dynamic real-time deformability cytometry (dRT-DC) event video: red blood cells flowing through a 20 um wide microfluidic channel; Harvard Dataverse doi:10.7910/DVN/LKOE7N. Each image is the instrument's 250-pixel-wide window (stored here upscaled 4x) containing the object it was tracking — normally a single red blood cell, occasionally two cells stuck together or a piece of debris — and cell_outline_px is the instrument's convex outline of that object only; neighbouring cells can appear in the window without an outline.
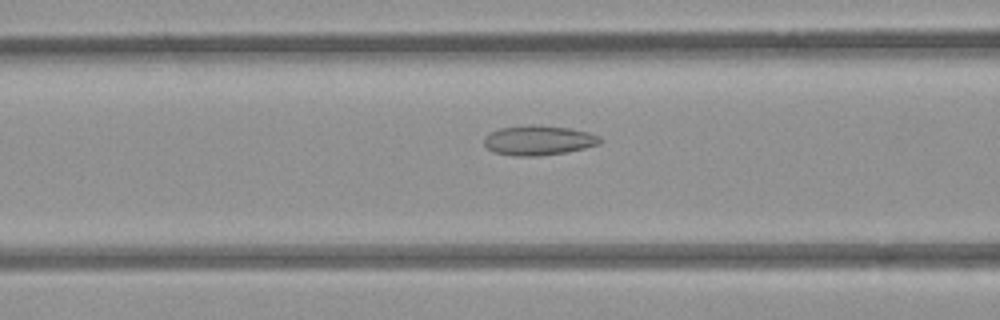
{"species": "common noctule bat (a hibernating species)", "species_latin": "Nyctalus noctula", "temperature_condition": "room temperature", "stored_images_in_passage": 46, "camera_frame_rate_fps": 3000, "um_per_image_px": 0.085, "animal": {"sex": "female", "body_mass_g": 21.9}, "frame": {"image": 1, "passage_image": 15, "time_ms": 4.667, "image_size_px": [1000, 320], "cell_outline_px": [[604, 140], [600, 144], [584, 148], [564, 152], [536, 156], [516, 156], [492, 152], [484, 144], [484, 136], [500, 128], [528, 124], [540, 124], [572, 128], [588, 132], [600, 136]], "centroid_in_image_um": [45.79, 11.91], "position_along_channel_um": 120.8, "area_um2": 20.35}}
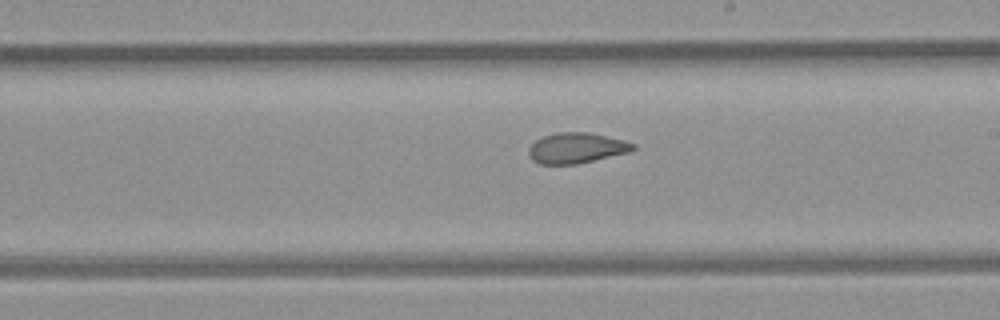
{"frame": {"image": 2, "passage_image": 24, "time_ms": 7.667, "image_size_px": [1000, 320], "cell_outline_px": [[636, 148], [628, 152], [576, 164], [540, 164], [532, 160], [528, 156], [528, 148], [536, 140], [544, 136], [556, 132], [588, 132], [624, 140], [636, 144]], "centroid_in_image_um": [48.97, 12.58], "position_along_channel_um": 240.0, "area_um2": 18.5}}
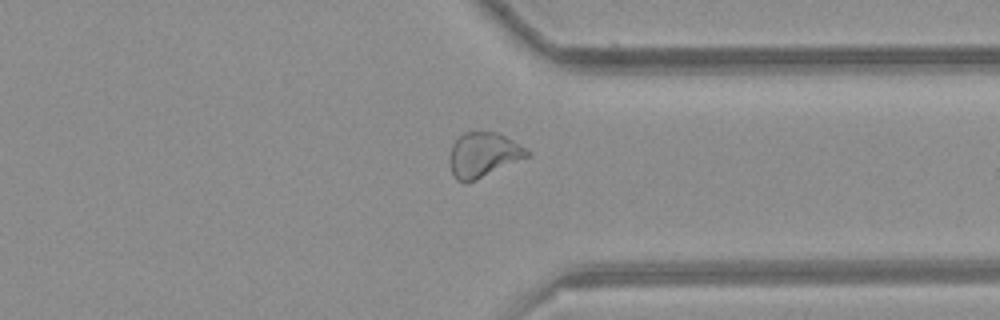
{"frame": {"image": 3, "passage_image": 34, "time_ms": 11.0, "image_size_px": [1000, 320], "cell_outline_px": [[532, 156], [476, 180], [464, 184], [456, 180], [452, 176], [448, 164], [452, 144], [464, 132], [496, 132], [512, 140], [532, 152]], "centroid_in_image_um": [41.08, 13.2], "position_along_channel_um": 370.3, "area_um2": 20.58}, "authors_computed_cell_mechanics": {"area_um2": 20.519, "velocity_mm_per_s": 3.9713, "shape_relaxation_time_tau1_ms": null, "shape_relaxation_time_tau2_ms": 1.8238, "deformation_change_tau1": null, "deformation_change_tau2": 0.0721}}